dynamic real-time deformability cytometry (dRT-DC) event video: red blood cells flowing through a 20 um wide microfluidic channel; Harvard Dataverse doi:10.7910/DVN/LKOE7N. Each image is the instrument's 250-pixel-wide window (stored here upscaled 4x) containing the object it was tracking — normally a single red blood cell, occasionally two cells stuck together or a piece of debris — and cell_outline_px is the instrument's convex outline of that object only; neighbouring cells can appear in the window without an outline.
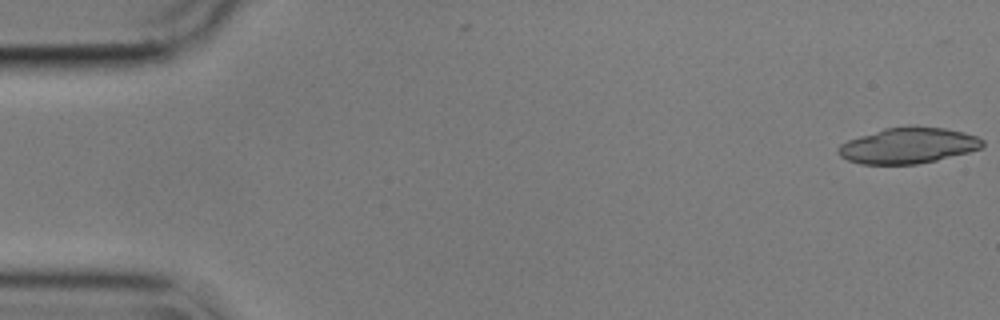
{"species": "common noctule bat (a hibernating species)", "species_latin": "Nyctalus noctula", "temperature_condition": "cold", "stored_images_in_passage": 19, "camera_frame_rate_fps": 3000, "um_per_image_px": 0.085, "animal": {"sex": "male", "body_mass_g": 17.9}, "frame": {"image": 1, "passage_image": 1, "time_ms": 0.0, "image_size_px": [1000, 320], "cell_outline_px": [[984, 144], [980, 148], [968, 152], [936, 160], [916, 164], [860, 164], [848, 160], [840, 156], [836, 152], [836, 148], [840, 144], [848, 140], [884, 128], [944, 128], [964, 132], [976, 136], [984, 140]], "centroid_in_image_um": [77.16, 12.4], "position_along_channel_um": 7.8, "area_um2": 29.54}}